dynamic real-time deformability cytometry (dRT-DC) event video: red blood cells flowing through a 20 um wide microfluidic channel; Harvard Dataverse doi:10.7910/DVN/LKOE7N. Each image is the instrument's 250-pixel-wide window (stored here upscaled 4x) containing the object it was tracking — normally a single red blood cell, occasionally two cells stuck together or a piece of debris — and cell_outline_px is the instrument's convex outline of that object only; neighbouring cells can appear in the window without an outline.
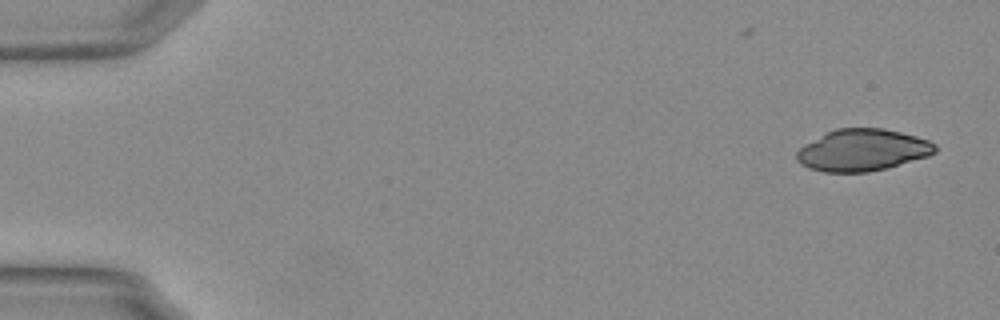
{"species": "Egyptian fruit bat (a non-hibernating species)", "species_latin": "Rousettus aegyptiacus", "temperature_condition": "warm", "stored_images_in_passage": 23, "camera_frame_rate_fps": 3000, "um_per_image_px": 0.085, "animal": {"sex": "female"}, "frame": {"image": 1, "passage_image": 1, "time_ms": 0.0, "image_size_px": [1000, 320], "cell_outline_px": [[936, 152], [928, 156], [888, 168], [868, 172], [824, 172], [808, 168], [800, 164], [796, 160], [796, 152], [804, 144], [836, 128], [884, 128], [916, 136], [928, 140], [936, 144]], "centroid_in_image_um": [73.31, 12.77], "position_along_channel_um": 11.7, "area_um2": 33.81}}